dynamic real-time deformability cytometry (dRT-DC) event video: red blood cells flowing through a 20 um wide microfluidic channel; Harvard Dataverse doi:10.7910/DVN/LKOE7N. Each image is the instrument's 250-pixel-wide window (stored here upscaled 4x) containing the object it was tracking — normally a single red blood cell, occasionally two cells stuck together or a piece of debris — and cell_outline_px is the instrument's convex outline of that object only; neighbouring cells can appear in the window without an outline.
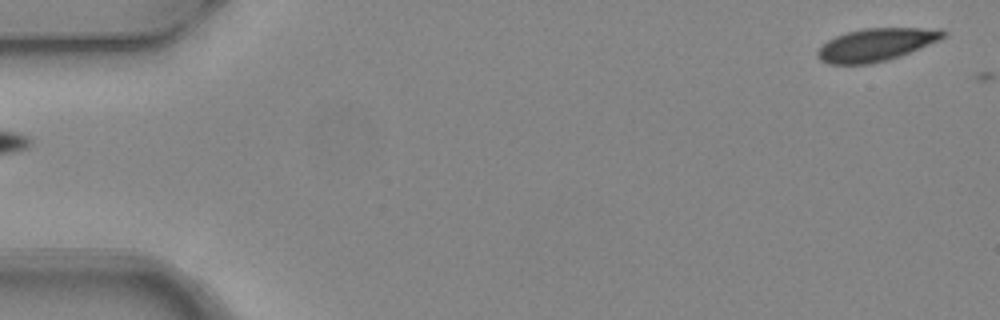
{"species": "common noctule bat (a hibernating species)", "species_latin": "Nyctalus noctula", "temperature_condition": "warm", "stored_images_in_passage": 2, "camera_frame_rate_fps": 3000, "um_per_image_px": 0.085, "animal": {"sex": "female", "body_mass_g": 24.6, "forearm_length_mm": 56.2}, "frame": {"image": 1, "passage_image": 1, "time_ms": 0.0, "image_size_px": [1000, 320], "cell_outline_px": [[948, 36], [940, 40], [900, 56], [888, 60], [868, 64], [828, 64], [820, 60], [816, 56], [816, 52], [828, 40], [836, 36], [848, 32], [864, 28], [940, 28], [948, 32]], "centroid_in_image_um": [74.52, 3.79], "position_along_channel_um": 10.5, "area_um2": 24.1}}